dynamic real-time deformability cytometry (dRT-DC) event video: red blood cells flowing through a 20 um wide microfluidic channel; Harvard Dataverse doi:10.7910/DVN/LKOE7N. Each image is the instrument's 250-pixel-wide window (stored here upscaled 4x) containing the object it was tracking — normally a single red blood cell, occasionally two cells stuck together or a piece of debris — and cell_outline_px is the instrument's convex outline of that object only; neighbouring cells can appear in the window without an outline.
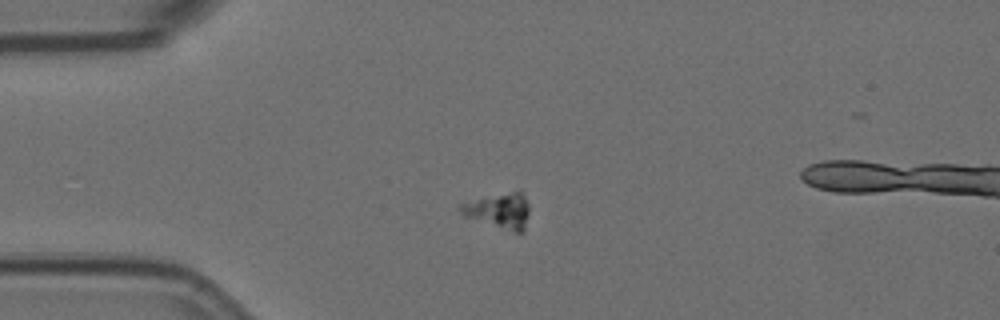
{"species": "Egyptian fruit bat (a non-hibernating species)", "species_latin": "Rousettus aegyptiacus", "temperature_condition": "room temperature", "stored_images_in_passage": 4, "camera_frame_rate_fps": 3000, "um_per_image_px": 0.085, "animal": {"sex": "female"}, "frame": {"image": 1, "passage_image": 3, "time_ms": 0.667, "image_size_px": [1000, 320], "cell_outline_px": [[528, 216], [524, 232], [512, 232], [464, 216], [460, 212], [460, 204], [520, 188], [524, 192], [528, 204]], "centroid_in_image_um": [42.5, 17.89], "position_along_channel_um": 42.5, "area_um2": 14.28}}